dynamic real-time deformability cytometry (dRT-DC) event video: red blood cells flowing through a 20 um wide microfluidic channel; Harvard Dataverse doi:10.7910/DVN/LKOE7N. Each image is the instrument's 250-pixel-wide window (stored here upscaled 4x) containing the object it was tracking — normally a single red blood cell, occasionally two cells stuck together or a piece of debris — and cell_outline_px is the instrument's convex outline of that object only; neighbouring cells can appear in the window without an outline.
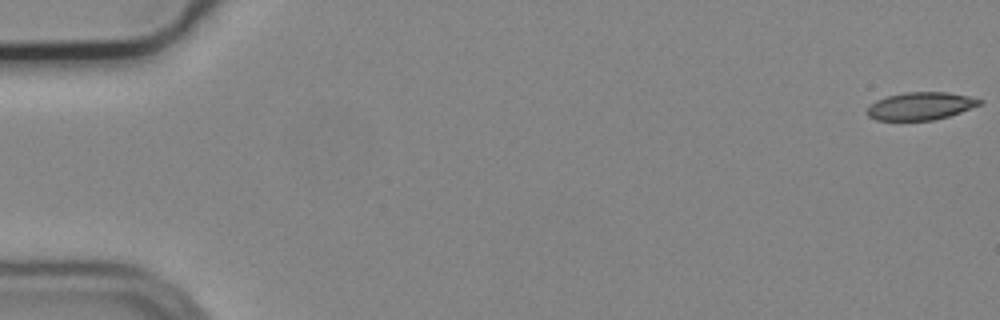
{"species": "common noctule bat (a hibernating species)", "species_latin": "Nyctalus noctula", "temperature_condition": "cold", "stored_images_in_passage": 56, "camera_frame_rate_fps": 3000, "um_per_image_px": 0.085, "animal": {"sex": "male", "body_mass_g": 19.2, "forearm_length_mm": 51.8}, "frame": {"image": 1, "passage_image": 1, "time_ms": 0.0, "image_size_px": [1000, 320], "cell_outline_px": [[984, 100], [980, 104], [960, 112], [948, 116], [932, 120], [876, 120], [868, 116], [868, 108], [876, 100], [888, 96], [904, 92], [948, 92], [968, 96]], "centroid_in_image_um": [78.25, 9.01], "position_along_channel_um": 6.7, "area_um2": 17.92}}
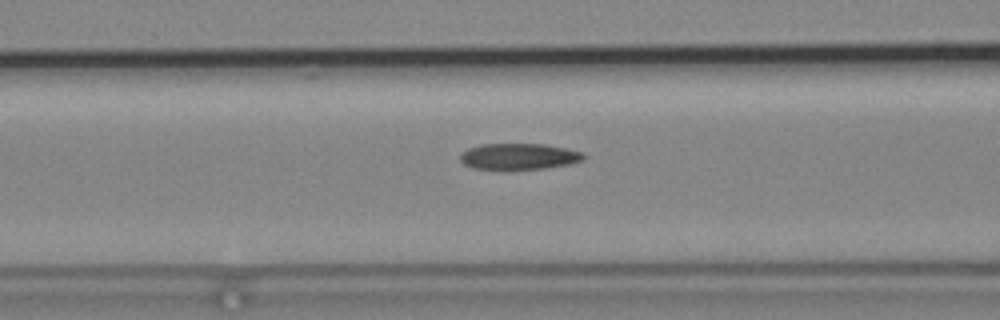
{"frame": {"image": 2, "passage_image": 23, "time_ms": 7.333, "image_size_px": [1000, 320], "cell_outline_px": [[588, 156], [584, 160], [572, 164], [544, 168], [512, 172], [500, 172], [472, 168], [464, 164], [460, 160], [460, 152], [468, 148], [480, 144], [544, 144], [584, 152]], "centroid_in_image_um": [44.08, 13.35], "position_along_channel_um": 122.5, "area_um2": 19.94}}
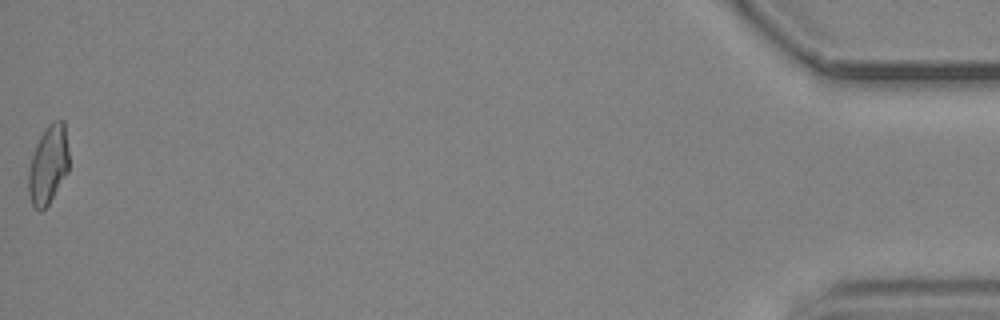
{"frame": {"image": 3, "passage_image": 56, "time_ms": 18.333, "image_size_px": [1000, 320], "cell_outline_px": [[68, 172], [48, 204], [40, 212], [32, 204], [28, 192], [28, 168], [36, 144], [40, 136], [48, 124], [52, 120], [64, 120], [68, 152]], "centroid_in_image_um": [4.09, 13.98], "position_along_channel_um": 431.1, "area_um2": 18.5}, "authors_computed_cell_mechanics": {"area_um2": 19.0451, "velocity_mm_per_s": 3.7074, "shape_relaxation_time_tau1_ms": null, "shape_relaxation_time_tau2_ms": 3.7373, "deformation_change_tau1": null, "deformation_change_tau2": 0.0959}}